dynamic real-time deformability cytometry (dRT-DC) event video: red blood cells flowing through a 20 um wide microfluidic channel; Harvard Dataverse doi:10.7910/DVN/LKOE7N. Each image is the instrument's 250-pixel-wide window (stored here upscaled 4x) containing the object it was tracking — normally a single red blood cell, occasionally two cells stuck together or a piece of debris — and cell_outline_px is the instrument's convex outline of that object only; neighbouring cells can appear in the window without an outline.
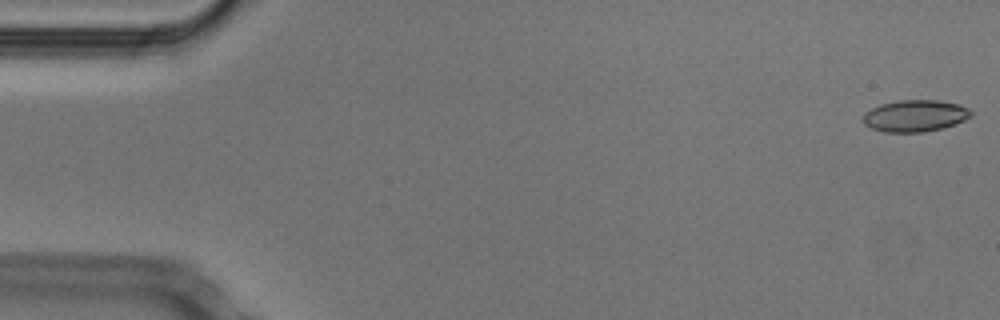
{"species": "Egyptian fruit bat (a non-hibernating species)", "species_latin": "Rousettus aegyptiacus", "temperature_condition": "cold", "stored_images_in_passage": 52, "camera_frame_rate_fps": 3000, "um_per_image_px": 0.085, "animal": {"sex": "male"}, "frame": {"image": 1, "passage_image": 1, "time_ms": 0.0, "image_size_px": [1000, 320], "cell_outline_px": [[972, 116], [964, 120], [940, 128], [924, 132], [884, 132], [872, 128], [864, 124], [860, 120], [864, 112], [880, 104], [900, 100], [936, 100], [960, 104], [968, 108], [972, 112]], "centroid_in_image_um": [77.74, 9.84], "position_along_channel_um": 7.3, "area_um2": 20.0}}
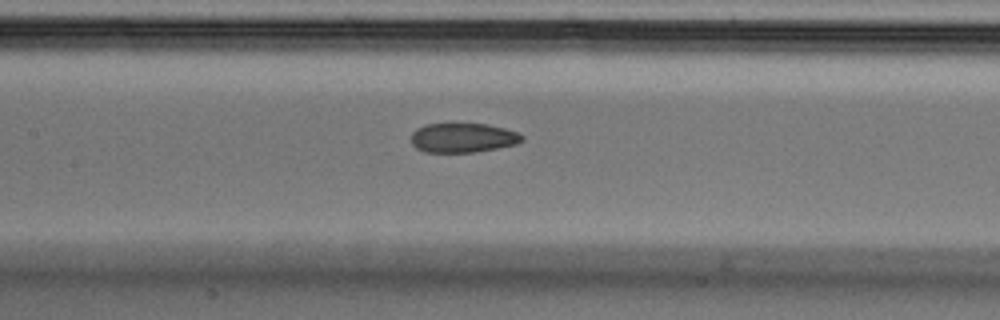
{"frame": {"image": 2, "passage_image": 24, "time_ms": 7.667, "image_size_px": [1000, 320], "cell_outline_px": [[524, 140], [516, 144], [476, 152], [424, 152], [416, 148], [412, 144], [412, 132], [416, 128], [424, 124], [488, 124], [504, 128], [516, 132], [524, 136]], "centroid_in_image_um": [39.33, 11.71], "position_along_channel_um": 168.1, "area_um2": 19.02}}
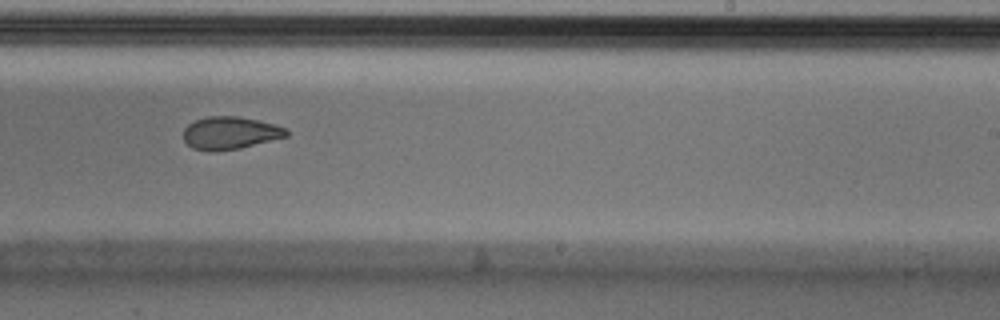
{"frame": {"image": 3, "passage_image": 32, "time_ms": 10.333, "image_size_px": [1000, 320], "cell_outline_px": [[288, 136], [240, 148], [212, 152], [192, 148], [184, 140], [184, 128], [188, 124], [196, 120], [208, 116], [236, 116], [256, 120], [288, 128]], "centroid_in_image_um": [19.55, 11.31], "position_along_channel_um": 269.5, "area_um2": 19.48}, "authors_computed_cell_mechanics": {"area_um2": 20.4612, "velocity_mm_per_s": 3.8146, "shape_relaxation_time_tau1_ms": 8.4622, "shape_relaxation_time_tau2_ms": 3.0732, "deformation_change_tau1": 0.1535, "deformation_change_tau2": 0.0807}}